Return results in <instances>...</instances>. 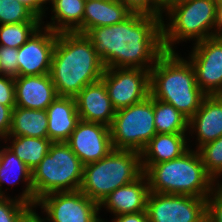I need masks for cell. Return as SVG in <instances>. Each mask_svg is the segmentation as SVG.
I'll return each instance as SVG.
<instances>
[{
  "instance_id": "1",
  "label": "cell",
  "mask_w": 222,
  "mask_h": 222,
  "mask_svg": "<svg viewBox=\"0 0 222 222\" xmlns=\"http://www.w3.org/2000/svg\"><path fill=\"white\" fill-rule=\"evenodd\" d=\"M85 36L105 68L151 70L165 52L162 20L151 15L132 13L121 23L89 29Z\"/></svg>"
},
{
  "instance_id": "2",
  "label": "cell",
  "mask_w": 222,
  "mask_h": 222,
  "mask_svg": "<svg viewBox=\"0 0 222 222\" xmlns=\"http://www.w3.org/2000/svg\"><path fill=\"white\" fill-rule=\"evenodd\" d=\"M104 71L101 58L85 34H57L49 74L58 96L74 98L86 85L100 81Z\"/></svg>"
},
{
  "instance_id": "3",
  "label": "cell",
  "mask_w": 222,
  "mask_h": 222,
  "mask_svg": "<svg viewBox=\"0 0 222 222\" xmlns=\"http://www.w3.org/2000/svg\"><path fill=\"white\" fill-rule=\"evenodd\" d=\"M150 96L173 105L190 119L206 94L196 82L190 61L179 51H165L150 70Z\"/></svg>"
},
{
  "instance_id": "4",
  "label": "cell",
  "mask_w": 222,
  "mask_h": 222,
  "mask_svg": "<svg viewBox=\"0 0 222 222\" xmlns=\"http://www.w3.org/2000/svg\"><path fill=\"white\" fill-rule=\"evenodd\" d=\"M144 174L150 192L207 198L215 183L206 172L198 150L189 149L181 157L151 165Z\"/></svg>"
},
{
  "instance_id": "5",
  "label": "cell",
  "mask_w": 222,
  "mask_h": 222,
  "mask_svg": "<svg viewBox=\"0 0 222 222\" xmlns=\"http://www.w3.org/2000/svg\"><path fill=\"white\" fill-rule=\"evenodd\" d=\"M142 174L140 152L113 149L104 158L84 165L79 190L100 205L112 191L134 182Z\"/></svg>"
},
{
  "instance_id": "6",
  "label": "cell",
  "mask_w": 222,
  "mask_h": 222,
  "mask_svg": "<svg viewBox=\"0 0 222 222\" xmlns=\"http://www.w3.org/2000/svg\"><path fill=\"white\" fill-rule=\"evenodd\" d=\"M216 7L212 0H188L174 6L162 19L164 50L180 52V44L214 37Z\"/></svg>"
},
{
  "instance_id": "7",
  "label": "cell",
  "mask_w": 222,
  "mask_h": 222,
  "mask_svg": "<svg viewBox=\"0 0 222 222\" xmlns=\"http://www.w3.org/2000/svg\"><path fill=\"white\" fill-rule=\"evenodd\" d=\"M84 165L66 142H53L48 154L31 171L34 205L53 192L80 189Z\"/></svg>"
},
{
  "instance_id": "8",
  "label": "cell",
  "mask_w": 222,
  "mask_h": 222,
  "mask_svg": "<svg viewBox=\"0 0 222 222\" xmlns=\"http://www.w3.org/2000/svg\"><path fill=\"white\" fill-rule=\"evenodd\" d=\"M114 149L141 152L157 134L154 124V98L116 111L110 126Z\"/></svg>"
},
{
  "instance_id": "9",
  "label": "cell",
  "mask_w": 222,
  "mask_h": 222,
  "mask_svg": "<svg viewBox=\"0 0 222 222\" xmlns=\"http://www.w3.org/2000/svg\"><path fill=\"white\" fill-rule=\"evenodd\" d=\"M36 206L47 222H102L99 204L80 190L49 193Z\"/></svg>"
},
{
  "instance_id": "10",
  "label": "cell",
  "mask_w": 222,
  "mask_h": 222,
  "mask_svg": "<svg viewBox=\"0 0 222 222\" xmlns=\"http://www.w3.org/2000/svg\"><path fill=\"white\" fill-rule=\"evenodd\" d=\"M146 212L149 222H206L207 199L150 192Z\"/></svg>"
},
{
  "instance_id": "11",
  "label": "cell",
  "mask_w": 222,
  "mask_h": 222,
  "mask_svg": "<svg viewBox=\"0 0 222 222\" xmlns=\"http://www.w3.org/2000/svg\"><path fill=\"white\" fill-rule=\"evenodd\" d=\"M101 80L116 111L140 103L150 96V70L105 68Z\"/></svg>"
},
{
  "instance_id": "12",
  "label": "cell",
  "mask_w": 222,
  "mask_h": 222,
  "mask_svg": "<svg viewBox=\"0 0 222 222\" xmlns=\"http://www.w3.org/2000/svg\"><path fill=\"white\" fill-rule=\"evenodd\" d=\"M190 45L183 55L194 68L199 88L206 95H222V38L210 37Z\"/></svg>"
},
{
  "instance_id": "13",
  "label": "cell",
  "mask_w": 222,
  "mask_h": 222,
  "mask_svg": "<svg viewBox=\"0 0 222 222\" xmlns=\"http://www.w3.org/2000/svg\"><path fill=\"white\" fill-rule=\"evenodd\" d=\"M66 143L83 165L104 158L114 149L109 126L83 120L78 121Z\"/></svg>"
},
{
  "instance_id": "14",
  "label": "cell",
  "mask_w": 222,
  "mask_h": 222,
  "mask_svg": "<svg viewBox=\"0 0 222 222\" xmlns=\"http://www.w3.org/2000/svg\"><path fill=\"white\" fill-rule=\"evenodd\" d=\"M57 32L41 26L26 43L18 49V76L44 75L50 73Z\"/></svg>"
},
{
  "instance_id": "15",
  "label": "cell",
  "mask_w": 222,
  "mask_h": 222,
  "mask_svg": "<svg viewBox=\"0 0 222 222\" xmlns=\"http://www.w3.org/2000/svg\"><path fill=\"white\" fill-rule=\"evenodd\" d=\"M221 136L222 95H206L200 108L188 122L189 147L198 150L201 146Z\"/></svg>"
},
{
  "instance_id": "16",
  "label": "cell",
  "mask_w": 222,
  "mask_h": 222,
  "mask_svg": "<svg viewBox=\"0 0 222 222\" xmlns=\"http://www.w3.org/2000/svg\"><path fill=\"white\" fill-rule=\"evenodd\" d=\"M20 185H22L20 193L15 194V196L9 194L10 191L13 193L12 189L15 186ZM0 196H14V198L34 206L32 172L5 144L0 158Z\"/></svg>"
},
{
  "instance_id": "17",
  "label": "cell",
  "mask_w": 222,
  "mask_h": 222,
  "mask_svg": "<svg viewBox=\"0 0 222 222\" xmlns=\"http://www.w3.org/2000/svg\"><path fill=\"white\" fill-rule=\"evenodd\" d=\"M149 193L148 180L143 173L134 182L117 188L103 200L99 205L100 217L103 216L102 212L112 215L109 217H114L146 211Z\"/></svg>"
},
{
  "instance_id": "18",
  "label": "cell",
  "mask_w": 222,
  "mask_h": 222,
  "mask_svg": "<svg viewBox=\"0 0 222 222\" xmlns=\"http://www.w3.org/2000/svg\"><path fill=\"white\" fill-rule=\"evenodd\" d=\"M74 99L80 120L112 125L116 110L102 80L86 85Z\"/></svg>"
},
{
  "instance_id": "19",
  "label": "cell",
  "mask_w": 222,
  "mask_h": 222,
  "mask_svg": "<svg viewBox=\"0 0 222 222\" xmlns=\"http://www.w3.org/2000/svg\"><path fill=\"white\" fill-rule=\"evenodd\" d=\"M15 80V106L46 110L58 97L50 74L17 76Z\"/></svg>"
},
{
  "instance_id": "20",
  "label": "cell",
  "mask_w": 222,
  "mask_h": 222,
  "mask_svg": "<svg viewBox=\"0 0 222 222\" xmlns=\"http://www.w3.org/2000/svg\"><path fill=\"white\" fill-rule=\"evenodd\" d=\"M85 2V0H48L42 26L57 33L76 32L83 34Z\"/></svg>"
},
{
  "instance_id": "21",
  "label": "cell",
  "mask_w": 222,
  "mask_h": 222,
  "mask_svg": "<svg viewBox=\"0 0 222 222\" xmlns=\"http://www.w3.org/2000/svg\"><path fill=\"white\" fill-rule=\"evenodd\" d=\"M189 149L188 133H157L140 152L143 173L151 165L179 158Z\"/></svg>"
},
{
  "instance_id": "22",
  "label": "cell",
  "mask_w": 222,
  "mask_h": 222,
  "mask_svg": "<svg viewBox=\"0 0 222 222\" xmlns=\"http://www.w3.org/2000/svg\"><path fill=\"white\" fill-rule=\"evenodd\" d=\"M48 117V138L52 142H66L79 119L73 97L58 96L46 109Z\"/></svg>"
},
{
  "instance_id": "23",
  "label": "cell",
  "mask_w": 222,
  "mask_h": 222,
  "mask_svg": "<svg viewBox=\"0 0 222 222\" xmlns=\"http://www.w3.org/2000/svg\"><path fill=\"white\" fill-rule=\"evenodd\" d=\"M132 12L120 0H91L85 2L83 34L89 29L121 23Z\"/></svg>"
},
{
  "instance_id": "24",
  "label": "cell",
  "mask_w": 222,
  "mask_h": 222,
  "mask_svg": "<svg viewBox=\"0 0 222 222\" xmlns=\"http://www.w3.org/2000/svg\"><path fill=\"white\" fill-rule=\"evenodd\" d=\"M9 136L48 138V117L46 110L17 107L12 110Z\"/></svg>"
},
{
  "instance_id": "25",
  "label": "cell",
  "mask_w": 222,
  "mask_h": 222,
  "mask_svg": "<svg viewBox=\"0 0 222 222\" xmlns=\"http://www.w3.org/2000/svg\"><path fill=\"white\" fill-rule=\"evenodd\" d=\"M4 143L32 171L48 154L53 142L49 138L7 136Z\"/></svg>"
},
{
  "instance_id": "26",
  "label": "cell",
  "mask_w": 222,
  "mask_h": 222,
  "mask_svg": "<svg viewBox=\"0 0 222 222\" xmlns=\"http://www.w3.org/2000/svg\"><path fill=\"white\" fill-rule=\"evenodd\" d=\"M189 119L173 105L154 98V124L159 134L188 133Z\"/></svg>"
},
{
  "instance_id": "27",
  "label": "cell",
  "mask_w": 222,
  "mask_h": 222,
  "mask_svg": "<svg viewBox=\"0 0 222 222\" xmlns=\"http://www.w3.org/2000/svg\"><path fill=\"white\" fill-rule=\"evenodd\" d=\"M42 26V23L0 25V46L20 48Z\"/></svg>"
},
{
  "instance_id": "28",
  "label": "cell",
  "mask_w": 222,
  "mask_h": 222,
  "mask_svg": "<svg viewBox=\"0 0 222 222\" xmlns=\"http://www.w3.org/2000/svg\"><path fill=\"white\" fill-rule=\"evenodd\" d=\"M13 23H42V20L17 0H0V25Z\"/></svg>"
},
{
  "instance_id": "29",
  "label": "cell",
  "mask_w": 222,
  "mask_h": 222,
  "mask_svg": "<svg viewBox=\"0 0 222 222\" xmlns=\"http://www.w3.org/2000/svg\"><path fill=\"white\" fill-rule=\"evenodd\" d=\"M206 172L214 181H222V136L198 149Z\"/></svg>"
},
{
  "instance_id": "30",
  "label": "cell",
  "mask_w": 222,
  "mask_h": 222,
  "mask_svg": "<svg viewBox=\"0 0 222 222\" xmlns=\"http://www.w3.org/2000/svg\"><path fill=\"white\" fill-rule=\"evenodd\" d=\"M30 206L14 197L0 196V222H17Z\"/></svg>"
},
{
  "instance_id": "31",
  "label": "cell",
  "mask_w": 222,
  "mask_h": 222,
  "mask_svg": "<svg viewBox=\"0 0 222 222\" xmlns=\"http://www.w3.org/2000/svg\"><path fill=\"white\" fill-rule=\"evenodd\" d=\"M206 199V222H222V181H215Z\"/></svg>"
},
{
  "instance_id": "32",
  "label": "cell",
  "mask_w": 222,
  "mask_h": 222,
  "mask_svg": "<svg viewBox=\"0 0 222 222\" xmlns=\"http://www.w3.org/2000/svg\"><path fill=\"white\" fill-rule=\"evenodd\" d=\"M0 64L3 75L18 76V48L0 46Z\"/></svg>"
},
{
  "instance_id": "33",
  "label": "cell",
  "mask_w": 222,
  "mask_h": 222,
  "mask_svg": "<svg viewBox=\"0 0 222 222\" xmlns=\"http://www.w3.org/2000/svg\"><path fill=\"white\" fill-rule=\"evenodd\" d=\"M0 104L15 106V80L14 77L0 76Z\"/></svg>"
},
{
  "instance_id": "34",
  "label": "cell",
  "mask_w": 222,
  "mask_h": 222,
  "mask_svg": "<svg viewBox=\"0 0 222 222\" xmlns=\"http://www.w3.org/2000/svg\"><path fill=\"white\" fill-rule=\"evenodd\" d=\"M132 13L157 17L156 0H120Z\"/></svg>"
},
{
  "instance_id": "35",
  "label": "cell",
  "mask_w": 222,
  "mask_h": 222,
  "mask_svg": "<svg viewBox=\"0 0 222 222\" xmlns=\"http://www.w3.org/2000/svg\"><path fill=\"white\" fill-rule=\"evenodd\" d=\"M15 106H4L0 104V138L9 136L11 128L12 110Z\"/></svg>"
},
{
  "instance_id": "36",
  "label": "cell",
  "mask_w": 222,
  "mask_h": 222,
  "mask_svg": "<svg viewBox=\"0 0 222 222\" xmlns=\"http://www.w3.org/2000/svg\"><path fill=\"white\" fill-rule=\"evenodd\" d=\"M102 222H109L108 219L101 218ZM110 222H149L148 214L146 211L138 213L123 214L111 217Z\"/></svg>"
},
{
  "instance_id": "37",
  "label": "cell",
  "mask_w": 222,
  "mask_h": 222,
  "mask_svg": "<svg viewBox=\"0 0 222 222\" xmlns=\"http://www.w3.org/2000/svg\"><path fill=\"white\" fill-rule=\"evenodd\" d=\"M17 1L25 5L41 20L45 18L47 10V2L45 0H17Z\"/></svg>"
},
{
  "instance_id": "38",
  "label": "cell",
  "mask_w": 222,
  "mask_h": 222,
  "mask_svg": "<svg viewBox=\"0 0 222 222\" xmlns=\"http://www.w3.org/2000/svg\"><path fill=\"white\" fill-rule=\"evenodd\" d=\"M17 222H47V219L42 212L38 213V207L34 205L30 206Z\"/></svg>"
},
{
  "instance_id": "39",
  "label": "cell",
  "mask_w": 222,
  "mask_h": 222,
  "mask_svg": "<svg viewBox=\"0 0 222 222\" xmlns=\"http://www.w3.org/2000/svg\"><path fill=\"white\" fill-rule=\"evenodd\" d=\"M188 0H156L157 4V17L161 20L163 16L170 11L174 6L184 3Z\"/></svg>"
},
{
  "instance_id": "40",
  "label": "cell",
  "mask_w": 222,
  "mask_h": 222,
  "mask_svg": "<svg viewBox=\"0 0 222 222\" xmlns=\"http://www.w3.org/2000/svg\"><path fill=\"white\" fill-rule=\"evenodd\" d=\"M214 37L222 38V3L217 4L216 7Z\"/></svg>"
},
{
  "instance_id": "41",
  "label": "cell",
  "mask_w": 222,
  "mask_h": 222,
  "mask_svg": "<svg viewBox=\"0 0 222 222\" xmlns=\"http://www.w3.org/2000/svg\"><path fill=\"white\" fill-rule=\"evenodd\" d=\"M4 144H5L4 140L0 138V158H1V152H2V148Z\"/></svg>"
},
{
  "instance_id": "42",
  "label": "cell",
  "mask_w": 222,
  "mask_h": 222,
  "mask_svg": "<svg viewBox=\"0 0 222 222\" xmlns=\"http://www.w3.org/2000/svg\"><path fill=\"white\" fill-rule=\"evenodd\" d=\"M216 5L222 3V0H212Z\"/></svg>"
},
{
  "instance_id": "43",
  "label": "cell",
  "mask_w": 222,
  "mask_h": 222,
  "mask_svg": "<svg viewBox=\"0 0 222 222\" xmlns=\"http://www.w3.org/2000/svg\"><path fill=\"white\" fill-rule=\"evenodd\" d=\"M3 75V70H2V67H1V64H0V76Z\"/></svg>"
}]
</instances>
